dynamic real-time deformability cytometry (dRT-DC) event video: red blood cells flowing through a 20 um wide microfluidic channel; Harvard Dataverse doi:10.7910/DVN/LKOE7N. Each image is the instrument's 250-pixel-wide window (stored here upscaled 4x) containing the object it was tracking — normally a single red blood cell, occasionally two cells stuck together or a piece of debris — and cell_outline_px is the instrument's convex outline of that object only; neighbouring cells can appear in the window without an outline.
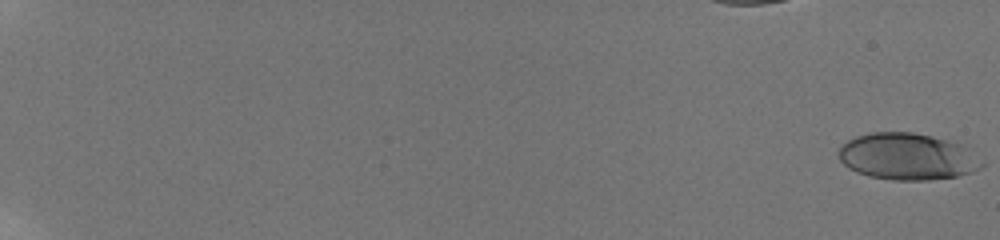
{"species": "human", "species_latin": "Homo sapiens", "temperature_condition": "room temperature", "stored_images_in_passage": 33, "camera_frame_rate_fps": 3000, "um_per_image_px": 0.085, "donor": {"sex": "male"}, "frame": {"image": 1, "passage_image": 1, "time_ms": 0.0, "image_size_px": [1000, 240], "cell_outline_px": [[984, 164], [980, 168], [972, 172], [956, 176], [928, 180], [892, 180], [868, 176], [856, 172], [848, 168], [840, 160], [836, 152], [848, 140], [856, 136], [868, 132], [912, 132], [932, 136], [960, 144], [984, 160]], "centroid_in_image_um": [77.1, 13.31], "position_along_channel_um": 7.9, "area_um2": 39.07}}
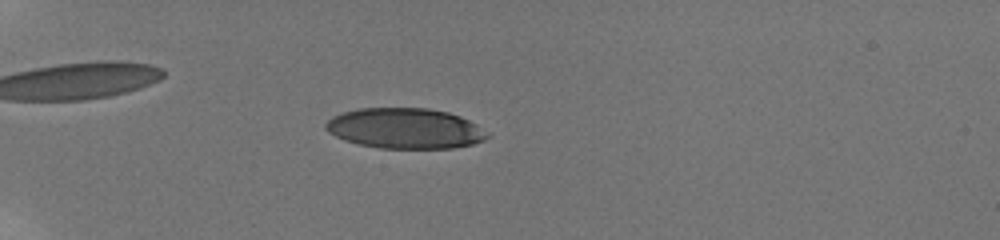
{"frame": {"image": 2, "passage_image": 27, "time_ms": 6.667, "image_size_px": [1000, 240], "cell_outline_px": [[492, 136], [484, 140], [472, 144], [452, 148], [380, 148], [360, 144], [344, 140], [328, 132], [324, 128], [324, 124], [332, 116], [356, 108], [428, 108], [448, 112], [460, 116], [476, 124], [488, 132]], "centroid_in_image_um": [34.43, 10.91], "position_along_channel_um": 50.6, "area_um2": 38.21}}